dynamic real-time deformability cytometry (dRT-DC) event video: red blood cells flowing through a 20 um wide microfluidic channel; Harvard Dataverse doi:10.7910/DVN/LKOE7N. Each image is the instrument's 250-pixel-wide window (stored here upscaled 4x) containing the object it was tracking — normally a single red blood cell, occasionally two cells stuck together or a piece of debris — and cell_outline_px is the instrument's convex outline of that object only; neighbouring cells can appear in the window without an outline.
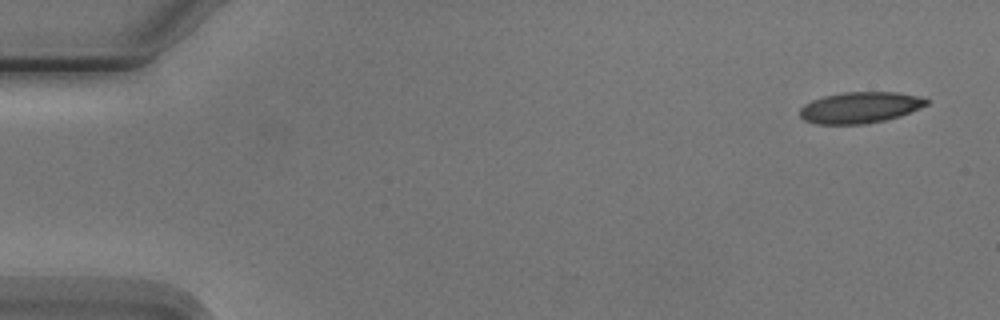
{"species": "Egyptian fruit bat (a non-hibernating species)", "species_latin": "Rousettus aegyptiacus", "temperature_condition": "cold", "stored_images_in_passage": 4, "camera_frame_rate_fps": 3000, "um_per_image_px": 0.085, "animal": {"sex": "male"}, "frame": {"image": 1, "passage_image": 1, "time_ms": 0.0, "image_size_px": [1000, 320], "cell_outline_px": [[928, 104], [920, 108], [900, 116], [884, 120], [864, 124], [816, 124], [804, 120], [800, 116], [800, 108], [804, 104], [812, 100], [824, 96], [844, 92], [896, 92], [916, 96], [928, 100]], "centroid_in_image_um": [73.07, 9.14], "position_along_channel_um": 11.9, "area_um2": 22.89}}
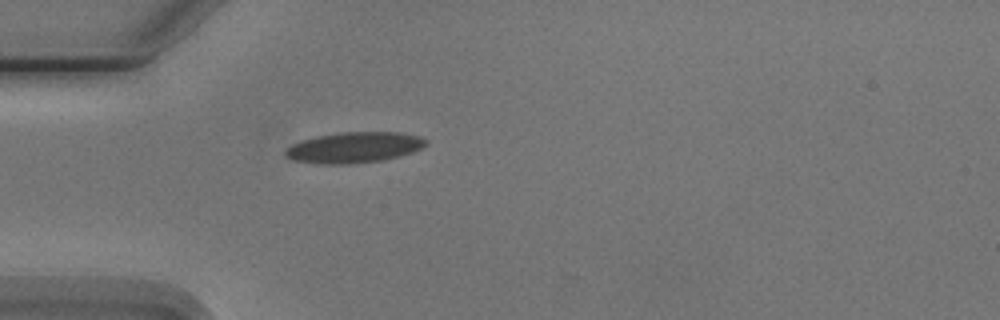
{"frame": {"image": 2, "passage_image": 4, "time_ms": 4.333, "image_size_px": [1000, 320], "cell_outline_px": [[428, 144], [412, 152], [380, 160], [348, 164], [320, 164], [292, 160], [284, 152], [292, 144], [300, 140], [340, 132], [400, 132], [420, 136], [428, 140]], "centroid_in_image_um": [30.11, 12.52], "position_along_channel_um": 54.9, "area_um2": 24.97}}